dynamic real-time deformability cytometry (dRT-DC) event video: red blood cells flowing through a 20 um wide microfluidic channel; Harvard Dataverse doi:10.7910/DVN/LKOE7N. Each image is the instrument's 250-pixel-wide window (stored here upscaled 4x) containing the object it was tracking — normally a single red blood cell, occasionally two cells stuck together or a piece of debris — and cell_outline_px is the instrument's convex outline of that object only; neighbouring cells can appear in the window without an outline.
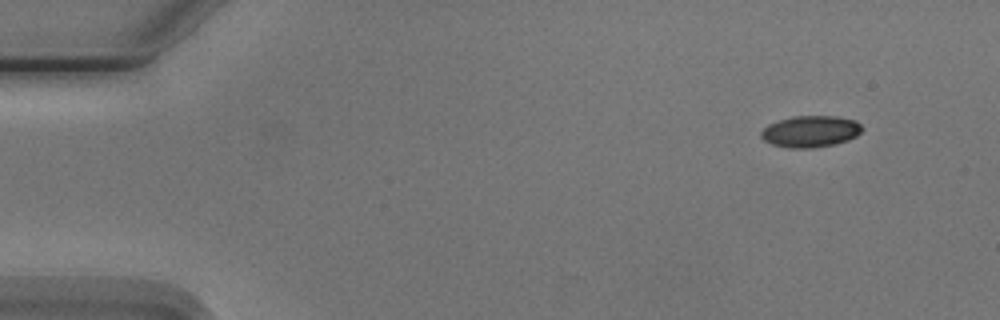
{"species": "Egyptian fruit bat (a non-hibernating species)", "species_latin": "Rousettus aegyptiacus", "temperature_condition": "cold", "stored_images_in_passage": 4, "camera_frame_rate_fps": 3000, "um_per_image_px": 0.085, "animal": {"sex": "male"}, "frame": {"image": 1, "passage_image": 1, "time_ms": 0.0, "image_size_px": [1000, 320], "cell_outline_px": [[864, 128], [856, 136], [848, 140], [836, 144], [812, 148], [788, 148], [772, 144], [764, 140], [760, 136], [760, 132], [768, 124], [792, 116], [836, 116], [856, 120]], "centroid_in_image_um": [68.9, 11.17], "position_along_channel_um": 16.1, "area_um2": 18.67}}
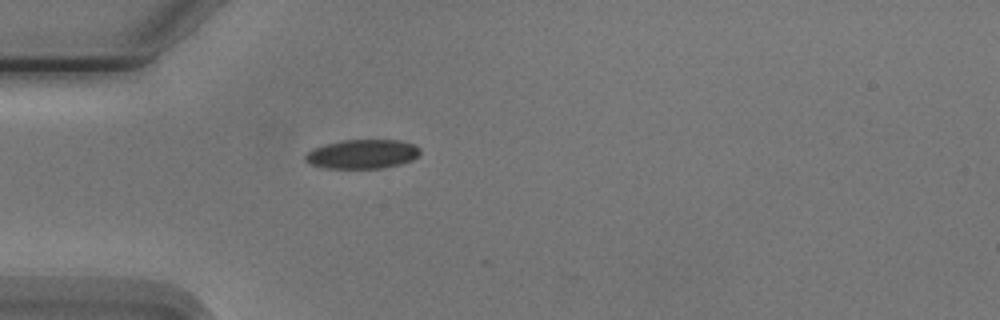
{"frame": {"image": 2, "passage_image": 4, "time_ms": 3.667, "image_size_px": [1000, 320], "cell_outline_px": [[420, 152], [412, 160], [400, 164], [384, 168], [328, 168], [312, 164], [304, 160], [304, 156], [312, 148], [344, 140], [400, 140], [416, 144], [420, 148]], "centroid_in_image_um": [30.83, 13.09], "position_along_channel_um": 54.2, "area_um2": 19.42}}